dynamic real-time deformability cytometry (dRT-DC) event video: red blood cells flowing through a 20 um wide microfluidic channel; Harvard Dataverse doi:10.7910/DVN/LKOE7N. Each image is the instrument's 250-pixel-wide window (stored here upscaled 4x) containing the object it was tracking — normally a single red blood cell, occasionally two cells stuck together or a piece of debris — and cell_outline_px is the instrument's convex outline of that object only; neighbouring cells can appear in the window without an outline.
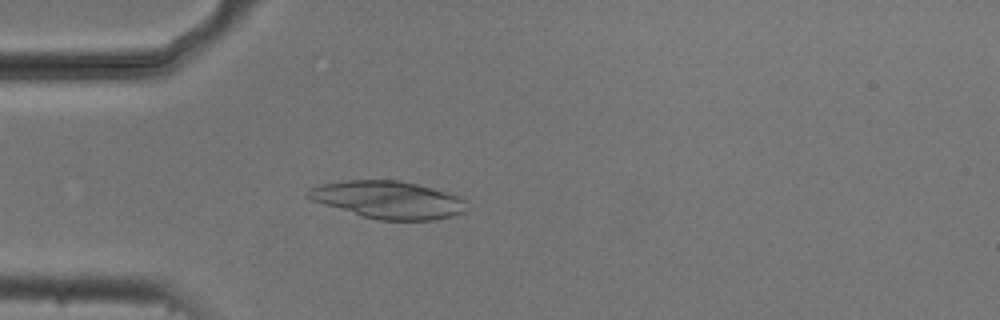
{"species": "common noctule bat (a hibernating species)", "species_latin": "Nyctalus noctula", "temperature_condition": "cold", "stored_images_in_passage": 39, "camera_frame_rate_fps": 3000, "um_per_image_px": 0.085, "animal": {"sex": "male", "body_mass_g": 20.5, "forearm_length_mm": 52.5}, "frame": {"image": 1, "passage_image": 1, "time_ms": 0.0, "image_size_px": [1000, 320], "cell_outline_px": [[468, 208], [464, 212], [452, 216], [432, 220], [380, 220], [360, 216], [312, 200], [304, 192], [308, 188], [324, 184], [344, 180], [396, 180], [416, 184], [432, 188], [460, 196], [464, 200]], "centroid_in_image_um": [33.0, 16.98], "position_along_channel_um": 52.0, "area_um2": 34.56}}
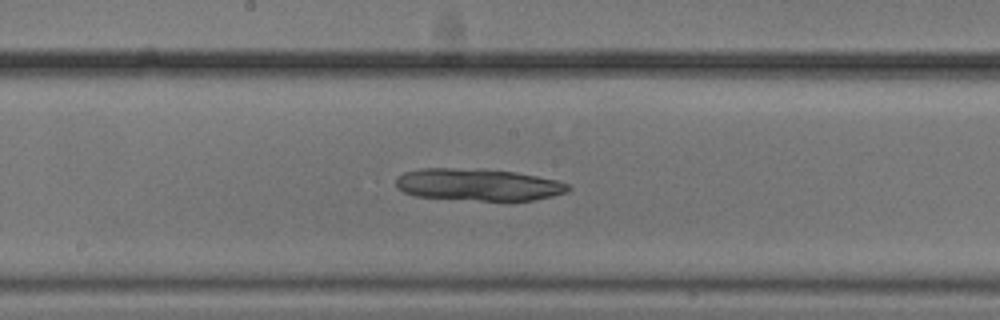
{"frame": {"image": 2, "passage_image": 14, "time_ms": 4.333, "image_size_px": [1000, 320], "cell_outline_px": [[572, 188], [568, 192], [552, 196], [532, 200], [480, 200], [416, 196], [404, 192], [396, 188], [396, 180], [404, 172], [420, 168], [480, 168], [516, 172], [556, 180], [568, 184]], "centroid_in_image_um": [40.65, 15.68], "position_along_channel_um": 207.6, "area_um2": 32.14}}
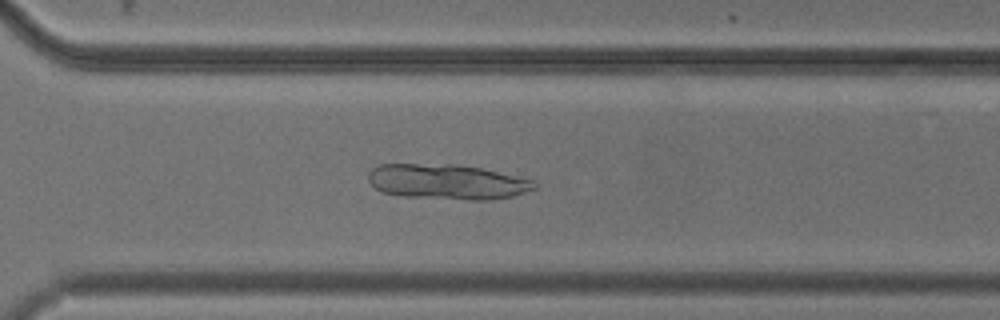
{"frame": {"image": 3, "passage_image": 24, "time_ms": 7.667, "image_size_px": [1000, 320], "cell_outline_px": [[536, 188], [512, 196], [492, 200], [468, 200], [400, 196], [380, 192], [368, 180], [368, 172], [372, 168], [380, 164], [456, 164], [480, 168], [532, 180], [536, 184]], "centroid_in_image_um": [37.95, 15.46], "position_along_channel_um": 332.6, "area_um2": 34.04}}